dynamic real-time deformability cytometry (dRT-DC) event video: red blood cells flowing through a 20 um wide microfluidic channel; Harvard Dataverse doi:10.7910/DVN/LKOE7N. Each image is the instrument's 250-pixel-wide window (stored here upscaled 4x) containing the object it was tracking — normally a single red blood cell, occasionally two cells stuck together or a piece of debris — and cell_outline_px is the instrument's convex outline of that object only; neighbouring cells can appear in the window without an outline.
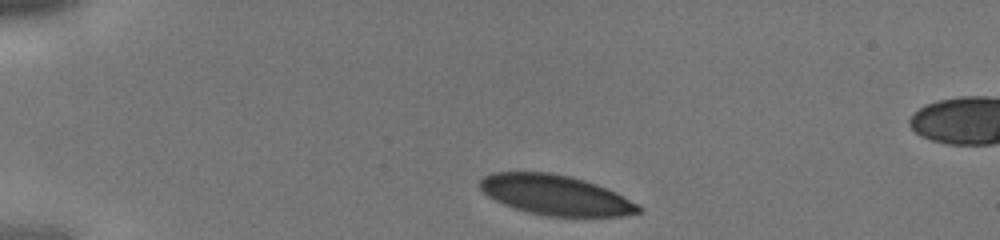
{"species": "human", "species_latin": "Homo sapiens", "temperature_condition": "cold", "stored_images_in_passage": 4, "camera_frame_rate_fps": 3000, "um_per_image_px": 0.085, "donor": {"sex": "male"}, "frame": {"image": 1, "passage_image": 1, "time_ms": 0.0, "image_size_px": [1000, 240], "cell_outline_px": [[644, 208], [640, 212], [620, 216], [548, 216], [528, 212], [504, 204], [488, 196], [476, 184], [484, 176], [492, 172], [548, 172], [568, 176], [584, 180], [596, 184], [616, 192], [640, 204]], "centroid_in_image_um": [47.23, 16.57], "position_along_channel_um": 37.8, "area_um2": 36.93}}
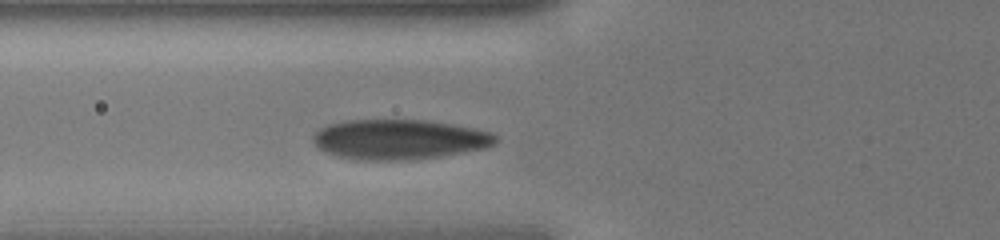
{"frame": {"image": 2, "passage_image": 4, "time_ms": 1.0, "image_size_px": [1000, 240], "cell_outline_px": [[500, 140], [496, 144], [488, 148], [440, 156], [392, 160], [360, 160], [336, 156], [324, 152], [316, 148], [312, 140], [312, 136], [320, 128], [328, 124], [348, 120], [424, 120], [452, 124], [476, 128], [492, 132]], "centroid_in_image_um": [33.94, 11.84], "position_along_channel_um": 91.9, "area_um2": 42.77}}